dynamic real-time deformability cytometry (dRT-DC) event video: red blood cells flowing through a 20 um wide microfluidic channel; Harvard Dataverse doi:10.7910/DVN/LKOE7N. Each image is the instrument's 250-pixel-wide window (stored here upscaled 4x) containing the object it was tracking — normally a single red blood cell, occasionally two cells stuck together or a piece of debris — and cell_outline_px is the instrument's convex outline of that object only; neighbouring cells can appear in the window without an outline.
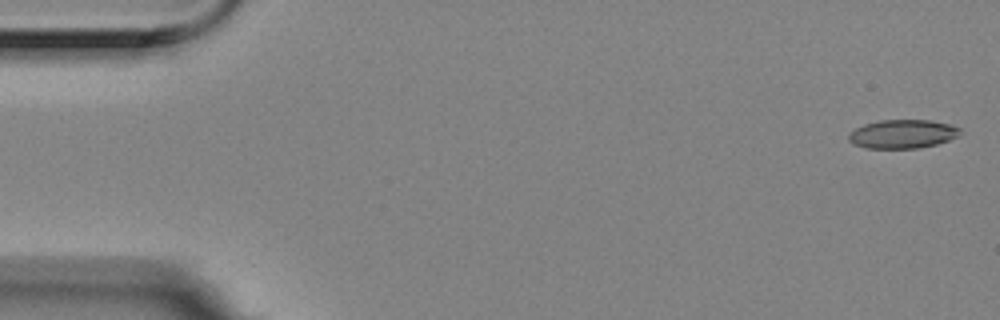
{"species": "Egyptian fruit bat (a non-hibernating species)", "species_latin": "Rousettus aegyptiacus", "temperature_condition": "room temperature", "stored_images_in_passage": 4, "camera_frame_rate_fps": 3000, "um_per_image_px": 0.085, "animal": {"sex": "female"}, "frame": {"image": 1, "passage_image": 1, "time_ms": 0.0, "image_size_px": [1000, 320], "cell_outline_px": [[960, 136], [936, 144], [916, 148], [868, 148], [852, 144], [848, 140], [848, 132], [864, 124], [880, 120], [932, 120], [948, 124], [960, 128]], "centroid_in_image_um": [76.69, 11.38], "position_along_channel_um": 8.3, "area_um2": 18.67}}
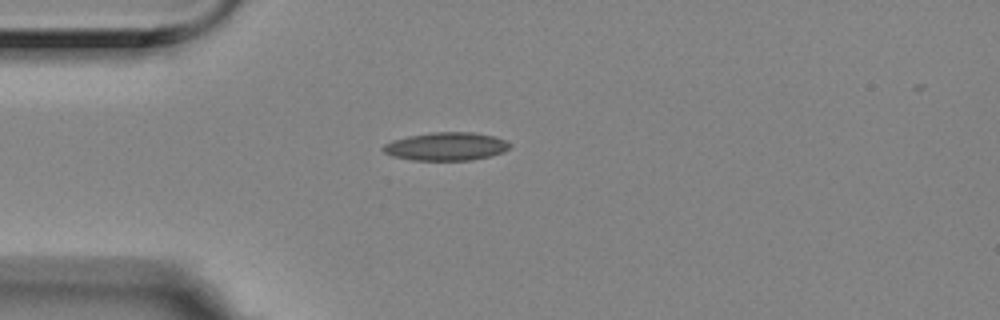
{"frame": {"image": 2, "passage_image": 4, "time_ms": 1.0, "image_size_px": [1000, 320], "cell_outline_px": [[512, 144], [504, 152], [472, 160], [412, 160], [392, 156], [384, 152], [380, 148], [384, 144], [392, 140], [408, 136], [432, 132], [472, 132], [492, 136], [504, 140]], "centroid_in_image_um": [37.88, 12.44], "position_along_channel_um": 47.1, "area_um2": 20.75}}